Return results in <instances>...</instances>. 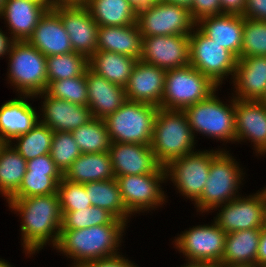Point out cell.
<instances>
[{"instance_id": "obj_1", "label": "cell", "mask_w": 266, "mask_h": 267, "mask_svg": "<svg viewBox=\"0 0 266 267\" xmlns=\"http://www.w3.org/2000/svg\"><path fill=\"white\" fill-rule=\"evenodd\" d=\"M10 209L22 218L21 235L25 254H35L47 243L56 246L62 213L57 193L25 198H9ZM51 238V239H50ZM50 241V242H49Z\"/></svg>"}, {"instance_id": "obj_2", "label": "cell", "mask_w": 266, "mask_h": 267, "mask_svg": "<svg viewBox=\"0 0 266 267\" xmlns=\"http://www.w3.org/2000/svg\"><path fill=\"white\" fill-rule=\"evenodd\" d=\"M127 224H104L76 230H61L55 246L62 254L72 258V267L111 258L117 255ZM76 261V262H75Z\"/></svg>"}, {"instance_id": "obj_3", "label": "cell", "mask_w": 266, "mask_h": 267, "mask_svg": "<svg viewBox=\"0 0 266 267\" xmlns=\"http://www.w3.org/2000/svg\"><path fill=\"white\" fill-rule=\"evenodd\" d=\"M194 139L183 111L158 109L150 146L162 166L193 153Z\"/></svg>"}, {"instance_id": "obj_4", "label": "cell", "mask_w": 266, "mask_h": 267, "mask_svg": "<svg viewBox=\"0 0 266 267\" xmlns=\"http://www.w3.org/2000/svg\"><path fill=\"white\" fill-rule=\"evenodd\" d=\"M159 107L126 100L105 119L111 143L150 145Z\"/></svg>"}, {"instance_id": "obj_5", "label": "cell", "mask_w": 266, "mask_h": 267, "mask_svg": "<svg viewBox=\"0 0 266 267\" xmlns=\"http://www.w3.org/2000/svg\"><path fill=\"white\" fill-rule=\"evenodd\" d=\"M10 58V59H9ZM8 79L18 93L38 97L48 86L46 56L27 41H13L8 53Z\"/></svg>"}, {"instance_id": "obj_6", "label": "cell", "mask_w": 266, "mask_h": 267, "mask_svg": "<svg viewBox=\"0 0 266 267\" xmlns=\"http://www.w3.org/2000/svg\"><path fill=\"white\" fill-rule=\"evenodd\" d=\"M213 92L206 99L183 110L188 124L195 133L204 134L216 140L235 142V98L231 97L230 104L223 102Z\"/></svg>"}, {"instance_id": "obj_7", "label": "cell", "mask_w": 266, "mask_h": 267, "mask_svg": "<svg viewBox=\"0 0 266 267\" xmlns=\"http://www.w3.org/2000/svg\"><path fill=\"white\" fill-rule=\"evenodd\" d=\"M242 170L228 151L221 150L211 161L202 195L195 202L197 210L209 212L238 197L245 174Z\"/></svg>"}, {"instance_id": "obj_8", "label": "cell", "mask_w": 266, "mask_h": 267, "mask_svg": "<svg viewBox=\"0 0 266 267\" xmlns=\"http://www.w3.org/2000/svg\"><path fill=\"white\" fill-rule=\"evenodd\" d=\"M217 88L218 85L190 64L166 70L164 94L159 108L183 111L218 91Z\"/></svg>"}, {"instance_id": "obj_9", "label": "cell", "mask_w": 266, "mask_h": 267, "mask_svg": "<svg viewBox=\"0 0 266 267\" xmlns=\"http://www.w3.org/2000/svg\"><path fill=\"white\" fill-rule=\"evenodd\" d=\"M194 29L189 35V64L218 86L222 85V81L229 75H232L233 79L238 58L204 35L198 28Z\"/></svg>"}, {"instance_id": "obj_10", "label": "cell", "mask_w": 266, "mask_h": 267, "mask_svg": "<svg viewBox=\"0 0 266 267\" xmlns=\"http://www.w3.org/2000/svg\"><path fill=\"white\" fill-rule=\"evenodd\" d=\"M136 24L142 37L190 35L196 27L188 8L168 2L138 9Z\"/></svg>"}, {"instance_id": "obj_11", "label": "cell", "mask_w": 266, "mask_h": 267, "mask_svg": "<svg viewBox=\"0 0 266 267\" xmlns=\"http://www.w3.org/2000/svg\"><path fill=\"white\" fill-rule=\"evenodd\" d=\"M221 150L195 151L172 160L164 167L166 179L169 177L182 196L196 202L208 179L211 161Z\"/></svg>"}, {"instance_id": "obj_12", "label": "cell", "mask_w": 266, "mask_h": 267, "mask_svg": "<svg viewBox=\"0 0 266 267\" xmlns=\"http://www.w3.org/2000/svg\"><path fill=\"white\" fill-rule=\"evenodd\" d=\"M127 211L133 215L160 206L166 196L160 183H164L166 172L161 166L156 172L143 175L116 177Z\"/></svg>"}, {"instance_id": "obj_13", "label": "cell", "mask_w": 266, "mask_h": 267, "mask_svg": "<svg viewBox=\"0 0 266 267\" xmlns=\"http://www.w3.org/2000/svg\"><path fill=\"white\" fill-rule=\"evenodd\" d=\"M226 233L214 221L211 225L189 228L175 237V247L188 262L220 265L224 253Z\"/></svg>"}, {"instance_id": "obj_14", "label": "cell", "mask_w": 266, "mask_h": 267, "mask_svg": "<svg viewBox=\"0 0 266 267\" xmlns=\"http://www.w3.org/2000/svg\"><path fill=\"white\" fill-rule=\"evenodd\" d=\"M221 207L214 221L227 234L266 226L265 187L254 195L236 197Z\"/></svg>"}, {"instance_id": "obj_15", "label": "cell", "mask_w": 266, "mask_h": 267, "mask_svg": "<svg viewBox=\"0 0 266 267\" xmlns=\"http://www.w3.org/2000/svg\"><path fill=\"white\" fill-rule=\"evenodd\" d=\"M140 60L165 70L189 65V35L142 37Z\"/></svg>"}, {"instance_id": "obj_16", "label": "cell", "mask_w": 266, "mask_h": 267, "mask_svg": "<svg viewBox=\"0 0 266 267\" xmlns=\"http://www.w3.org/2000/svg\"><path fill=\"white\" fill-rule=\"evenodd\" d=\"M52 9L60 16L74 52L90 58L97 50L98 24L85 6H59Z\"/></svg>"}, {"instance_id": "obj_17", "label": "cell", "mask_w": 266, "mask_h": 267, "mask_svg": "<svg viewBox=\"0 0 266 267\" xmlns=\"http://www.w3.org/2000/svg\"><path fill=\"white\" fill-rule=\"evenodd\" d=\"M166 70L138 60L125 85L126 100L160 107Z\"/></svg>"}, {"instance_id": "obj_18", "label": "cell", "mask_w": 266, "mask_h": 267, "mask_svg": "<svg viewBox=\"0 0 266 267\" xmlns=\"http://www.w3.org/2000/svg\"><path fill=\"white\" fill-rule=\"evenodd\" d=\"M115 178L156 172L162 165L150 145L111 143L109 151Z\"/></svg>"}, {"instance_id": "obj_19", "label": "cell", "mask_w": 266, "mask_h": 267, "mask_svg": "<svg viewBox=\"0 0 266 267\" xmlns=\"http://www.w3.org/2000/svg\"><path fill=\"white\" fill-rule=\"evenodd\" d=\"M236 141L253 142L256 153H266V105L260 101L235 98Z\"/></svg>"}, {"instance_id": "obj_20", "label": "cell", "mask_w": 266, "mask_h": 267, "mask_svg": "<svg viewBox=\"0 0 266 267\" xmlns=\"http://www.w3.org/2000/svg\"><path fill=\"white\" fill-rule=\"evenodd\" d=\"M63 179V173L56 166L50 154L41 155L27 161V171L19 189L10 198L57 193V186Z\"/></svg>"}, {"instance_id": "obj_21", "label": "cell", "mask_w": 266, "mask_h": 267, "mask_svg": "<svg viewBox=\"0 0 266 267\" xmlns=\"http://www.w3.org/2000/svg\"><path fill=\"white\" fill-rule=\"evenodd\" d=\"M38 95L44 99L41 108L43 119L39 121L54 132H72L93 119L88 106L57 99L46 92Z\"/></svg>"}, {"instance_id": "obj_22", "label": "cell", "mask_w": 266, "mask_h": 267, "mask_svg": "<svg viewBox=\"0 0 266 267\" xmlns=\"http://www.w3.org/2000/svg\"><path fill=\"white\" fill-rule=\"evenodd\" d=\"M27 42L46 57L73 52L63 22L52 8L41 17Z\"/></svg>"}, {"instance_id": "obj_23", "label": "cell", "mask_w": 266, "mask_h": 267, "mask_svg": "<svg viewBox=\"0 0 266 267\" xmlns=\"http://www.w3.org/2000/svg\"><path fill=\"white\" fill-rule=\"evenodd\" d=\"M196 27L238 59L241 57L244 27L242 15L221 14L205 17L196 22Z\"/></svg>"}, {"instance_id": "obj_24", "label": "cell", "mask_w": 266, "mask_h": 267, "mask_svg": "<svg viewBox=\"0 0 266 267\" xmlns=\"http://www.w3.org/2000/svg\"><path fill=\"white\" fill-rule=\"evenodd\" d=\"M51 8V5L28 0H6L0 18L4 16L7 21L13 41H27L41 17Z\"/></svg>"}, {"instance_id": "obj_25", "label": "cell", "mask_w": 266, "mask_h": 267, "mask_svg": "<svg viewBox=\"0 0 266 267\" xmlns=\"http://www.w3.org/2000/svg\"><path fill=\"white\" fill-rule=\"evenodd\" d=\"M233 79L234 98L260 101L266 92V56L240 57Z\"/></svg>"}, {"instance_id": "obj_26", "label": "cell", "mask_w": 266, "mask_h": 267, "mask_svg": "<svg viewBox=\"0 0 266 267\" xmlns=\"http://www.w3.org/2000/svg\"><path fill=\"white\" fill-rule=\"evenodd\" d=\"M88 108L93 118L105 119L126 101L125 89L88 69L86 71Z\"/></svg>"}, {"instance_id": "obj_27", "label": "cell", "mask_w": 266, "mask_h": 267, "mask_svg": "<svg viewBox=\"0 0 266 267\" xmlns=\"http://www.w3.org/2000/svg\"><path fill=\"white\" fill-rule=\"evenodd\" d=\"M31 95H20V98L12 99L0 107V138L5 143H13L12 140L27 133L40 121L35 108L25 98Z\"/></svg>"}, {"instance_id": "obj_28", "label": "cell", "mask_w": 266, "mask_h": 267, "mask_svg": "<svg viewBox=\"0 0 266 267\" xmlns=\"http://www.w3.org/2000/svg\"><path fill=\"white\" fill-rule=\"evenodd\" d=\"M97 50L115 52L140 60L142 56V35L137 24L99 26Z\"/></svg>"}, {"instance_id": "obj_29", "label": "cell", "mask_w": 266, "mask_h": 267, "mask_svg": "<svg viewBox=\"0 0 266 267\" xmlns=\"http://www.w3.org/2000/svg\"><path fill=\"white\" fill-rule=\"evenodd\" d=\"M261 228L226 234L220 267L256 266Z\"/></svg>"}, {"instance_id": "obj_30", "label": "cell", "mask_w": 266, "mask_h": 267, "mask_svg": "<svg viewBox=\"0 0 266 267\" xmlns=\"http://www.w3.org/2000/svg\"><path fill=\"white\" fill-rule=\"evenodd\" d=\"M63 177L81 184L115 178L108 152L81 154L66 170Z\"/></svg>"}, {"instance_id": "obj_31", "label": "cell", "mask_w": 266, "mask_h": 267, "mask_svg": "<svg viewBox=\"0 0 266 267\" xmlns=\"http://www.w3.org/2000/svg\"><path fill=\"white\" fill-rule=\"evenodd\" d=\"M137 61L127 55L96 50L89 58V69L109 82L125 87Z\"/></svg>"}, {"instance_id": "obj_32", "label": "cell", "mask_w": 266, "mask_h": 267, "mask_svg": "<svg viewBox=\"0 0 266 267\" xmlns=\"http://www.w3.org/2000/svg\"><path fill=\"white\" fill-rule=\"evenodd\" d=\"M85 7L98 26H128L136 23L137 9L126 0H88Z\"/></svg>"}, {"instance_id": "obj_33", "label": "cell", "mask_w": 266, "mask_h": 267, "mask_svg": "<svg viewBox=\"0 0 266 267\" xmlns=\"http://www.w3.org/2000/svg\"><path fill=\"white\" fill-rule=\"evenodd\" d=\"M92 206L103 208L117 219L128 223L131 214L127 211L116 178L84 184Z\"/></svg>"}, {"instance_id": "obj_34", "label": "cell", "mask_w": 266, "mask_h": 267, "mask_svg": "<svg viewBox=\"0 0 266 267\" xmlns=\"http://www.w3.org/2000/svg\"><path fill=\"white\" fill-rule=\"evenodd\" d=\"M27 171V161L5 143L0 148V193L7 200L19 189Z\"/></svg>"}, {"instance_id": "obj_35", "label": "cell", "mask_w": 266, "mask_h": 267, "mask_svg": "<svg viewBox=\"0 0 266 267\" xmlns=\"http://www.w3.org/2000/svg\"><path fill=\"white\" fill-rule=\"evenodd\" d=\"M82 154L108 152L111 141L104 119L93 118L72 131Z\"/></svg>"}, {"instance_id": "obj_36", "label": "cell", "mask_w": 266, "mask_h": 267, "mask_svg": "<svg viewBox=\"0 0 266 267\" xmlns=\"http://www.w3.org/2000/svg\"><path fill=\"white\" fill-rule=\"evenodd\" d=\"M54 131L41 122L37 123L27 133L13 139L12 146L26 161L49 154Z\"/></svg>"}, {"instance_id": "obj_37", "label": "cell", "mask_w": 266, "mask_h": 267, "mask_svg": "<svg viewBox=\"0 0 266 267\" xmlns=\"http://www.w3.org/2000/svg\"><path fill=\"white\" fill-rule=\"evenodd\" d=\"M47 82L85 75L89 58L77 52L46 57Z\"/></svg>"}, {"instance_id": "obj_38", "label": "cell", "mask_w": 266, "mask_h": 267, "mask_svg": "<svg viewBox=\"0 0 266 267\" xmlns=\"http://www.w3.org/2000/svg\"><path fill=\"white\" fill-rule=\"evenodd\" d=\"M61 213V230H76L104 224H127L117 219L108 210L96 206Z\"/></svg>"}, {"instance_id": "obj_39", "label": "cell", "mask_w": 266, "mask_h": 267, "mask_svg": "<svg viewBox=\"0 0 266 267\" xmlns=\"http://www.w3.org/2000/svg\"><path fill=\"white\" fill-rule=\"evenodd\" d=\"M48 95L71 103L88 105L87 80L85 75L51 81L45 91Z\"/></svg>"}, {"instance_id": "obj_40", "label": "cell", "mask_w": 266, "mask_h": 267, "mask_svg": "<svg viewBox=\"0 0 266 267\" xmlns=\"http://www.w3.org/2000/svg\"><path fill=\"white\" fill-rule=\"evenodd\" d=\"M49 154L64 174L82 153L73 138L72 132H54Z\"/></svg>"}, {"instance_id": "obj_41", "label": "cell", "mask_w": 266, "mask_h": 267, "mask_svg": "<svg viewBox=\"0 0 266 267\" xmlns=\"http://www.w3.org/2000/svg\"><path fill=\"white\" fill-rule=\"evenodd\" d=\"M266 56V21L244 18L241 57Z\"/></svg>"}, {"instance_id": "obj_42", "label": "cell", "mask_w": 266, "mask_h": 267, "mask_svg": "<svg viewBox=\"0 0 266 267\" xmlns=\"http://www.w3.org/2000/svg\"><path fill=\"white\" fill-rule=\"evenodd\" d=\"M61 212L79 211L91 207L84 184L71 182L64 177L57 186Z\"/></svg>"}, {"instance_id": "obj_43", "label": "cell", "mask_w": 266, "mask_h": 267, "mask_svg": "<svg viewBox=\"0 0 266 267\" xmlns=\"http://www.w3.org/2000/svg\"><path fill=\"white\" fill-rule=\"evenodd\" d=\"M189 11L195 23L205 17L222 14L220 0H194Z\"/></svg>"}, {"instance_id": "obj_44", "label": "cell", "mask_w": 266, "mask_h": 267, "mask_svg": "<svg viewBox=\"0 0 266 267\" xmlns=\"http://www.w3.org/2000/svg\"><path fill=\"white\" fill-rule=\"evenodd\" d=\"M243 18L266 21V0H246Z\"/></svg>"}, {"instance_id": "obj_45", "label": "cell", "mask_w": 266, "mask_h": 267, "mask_svg": "<svg viewBox=\"0 0 266 267\" xmlns=\"http://www.w3.org/2000/svg\"><path fill=\"white\" fill-rule=\"evenodd\" d=\"M81 267H138L122 255L84 263Z\"/></svg>"}, {"instance_id": "obj_46", "label": "cell", "mask_w": 266, "mask_h": 267, "mask_svg": "<svg viewBox=\"0 0 266 267\" xmlns=\"http://www.w3.org/2000/svg\"><path fill=\"white\" fill-rule=\"evenodd\" d=\"M222 14L242 15L245 11L246 0H220Z\"/></svg>"}, {"instance_id": "obj_47", "label": "cell", "mask_w": 266, "mask_h": 267, "mask_svg": "<svg viewBox=\"0 0 266 267\" xmlns=\"http://www.w3.org/2000/svg\"><path fill=\"white\" fill-rule=\"evenodd\" d=\"M256 266L266 267V226L261 228L258 250L256 255Z\"/></svg>"}, {"instance_id": "obj_48", "label": "cell", "mask_w": 266, "mask_h": 267, "mask_svg": "<svg viewBox=\"0 0 266 267\" xmlns=\"http://www.w3.org/2000/svg\"><path fill=\"white\" fill-rule=\"evenodd\" d=\"M12 42L13 40L11 39V37L8 38V36H6V34H4L2 30H0V57L8 55Z\"/></svg>"}, {"instance_id": "obj_49", "label": "cell", "mask_w": 266, "mask_h": 267, "mask_svg": "<svg viewBox=\"0 0 266 267\" xmlns=\"http://www.w3.org/2000/svg\"><path fill=\"white\" fill-rule=\"evenodd\" d=\"M87 2L88 0H51V6H85Z\"/></svg>"}, {"instance_id": "obj_50", "label": "cell", "mask_w": 266, "mask_h": 267, "mask_svg": "<svg viewBox=\"0 0 266 267\" xmlns=\"http://www.w3.org/2000/svg\"><path fill=\"white\" fill-rule=\"evenodd\" d=\"M181 267H220V266L213 263L187 262L186 265H183Z\"/></svg>"}, {"instance_id": "obj_51", "label": "cell", "mask_w": 266, "mask_h": 267, "mask_svg": "<svg viewBox=\"0 0 266 267\" xmlns=\"http://www.w3.org/2000/svg\"><path fill=\"white\" fill-rule=\"evenodd\" d=\"M193 1L194 0H166V2H168V3L180 5V6L188 8V9H190L192 7Z\"/></svg>"}, {"instance_id": "obj_52", "label": "cell", "mask_w": 266, "mask_h": 267, "mask_svg": "<svg viewBox=\"0 0 266 267\" xmlns=\"http://www.w3.org/2000/svg\"><path fill=\"white\" fill-rule=\"evenodd\" d=\"M126 1H128L137 10L144 7V0H126Z\"/></svg>"}, {"instance_id": "obj_53", "label": "cell", "mask_w": 266, "mask_h": 267, "mask_svg": "<svg viewBox=\"0 0 266 267\" xmlns=\"http://www.w3.org/2000/svg\"><path fill=\"white\" fill-rule=\"evenodd\" d=\"M163 2H166V0H144V7L146 5L156 4V3H163Z\"/></svg>"}, {"instance_id": "obj_54", "label": "cell", "mask_w": 266, "mask_h": 267, "mask_svg": "<svg viewBox=\"0 0 266 267\" xmlns=\"http://www.w3.org/2000/svg\"><path fill=\"white\" fill-rule=\"evenodd\" d=\"M36 3H40L42 5H51V0H28Z\"/></svg>"}, {"instance_id": "obj_55", "label": "cell", "mask_w": 266, "mask_h": 267, "mask_svg": "<svg viewBox=\"0 0 266 267\" xmlns=\"http://www.w3.org/2000/svg\"><path fill=\"white\" fill-rule=\"evenodd\" d=\"M6 260H2L0 259V267H12V265H10V263H8Z\"/></svg>"}, {"instance_id": "obj_56", "label": "cell", "mask_w": 266, "mask_h": 267, "mask_svg": "<svg viewBox=\"0 0 266 267\" xmlns=\"http://www.w3.org/2000/svg\"><path fill=\"white\" fill-rule=\"evenodd\" d=\"M260 102H261L263 105H266V92H265L264 96L261 98Z\"/></svg>"}, {"instance_id": "obj_57", "label": "cell", "mask_w": 266, "mask_h": 267, "mask_svg": "<svg viewBox=\"0 0 266 267\" xmlns=\"http://www.w3.org/2000/svg\"><path fill=\"white\" fill-rule=\"evenodd\" d=\"M6 0H0V14L2 12V9L4 7V3H5Z\"/></svg>"}, {"instance_id": "obj_58", "label": "cell", "mask_w": 266, "mask_h": 267, "mask_svg": "<svg viewBox=\"0 0 266 267\" xmlns=\"http://www.w3.org/2000/svg\"><path fill=\"white\" fill-rule=\"evenodd\" d=\"M5 144V142L0 138V148Z\"/></svg>"}, {"instance_id": "obj_59", "label": "cell", "mask_w": 266, "mask_h": 267, "mask_svg": "<svg viewBox=\"0 0 266 267\" xmlns=\"http://www.w3.org/2000/svg\"><path fill=\"white\" fill-rule=\"evenodd\" d=\"M231 267H257V266L252 265V266H231Z\"/></svg>"}]
</instances>
